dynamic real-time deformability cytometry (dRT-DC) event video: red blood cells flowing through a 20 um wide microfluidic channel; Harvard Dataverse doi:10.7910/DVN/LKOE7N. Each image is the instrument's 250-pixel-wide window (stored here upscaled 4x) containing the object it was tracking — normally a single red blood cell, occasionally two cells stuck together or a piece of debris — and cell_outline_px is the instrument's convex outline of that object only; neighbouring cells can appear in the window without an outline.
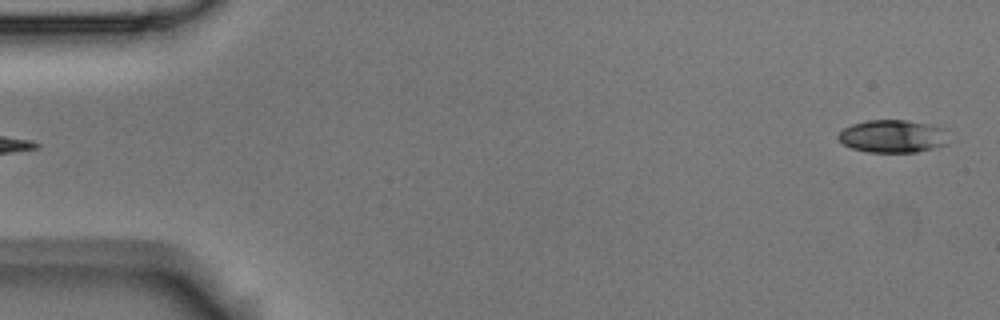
{"species": "Egyptian fruit bat (a non-hibernating species)", "species_latin": "Rousettus aegyptiacus", "temperature_condition": "room temperature", "stored_images_in_passage": 5, "segment_of_instrument_passage": [2, 2], "camera_frame_rate_fps": 3000, "um_per_image_px": 0.085, "animal": {"sex": "male"}, "frame": {"image": 1, "passage_image": 5, "time_ms": 1.333, "image_size_px": [1000, 320], "cell_outline_px": [[948, 144], [916, 152], [868, 152], [852, 148], [844, 144], [836, 136], [844, 128], [852, 124], [868, 120], [908, 120], [948, 128]], "centroid_in_image_um": [75.93, 11.57], "position_along_channel_um": 9.1, "area_um2": 21.27}}